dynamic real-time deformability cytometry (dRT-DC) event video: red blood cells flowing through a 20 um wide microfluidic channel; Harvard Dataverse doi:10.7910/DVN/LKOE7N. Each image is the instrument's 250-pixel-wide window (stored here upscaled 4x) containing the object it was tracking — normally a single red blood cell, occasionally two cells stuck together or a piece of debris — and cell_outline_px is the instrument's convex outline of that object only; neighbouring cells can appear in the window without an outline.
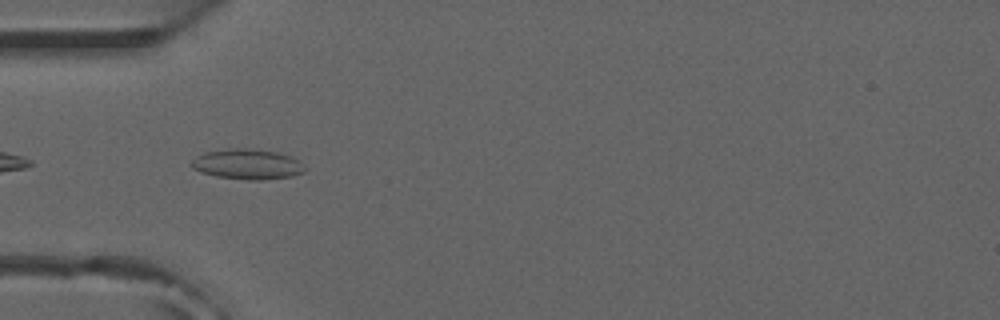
{"species": "common noctule bat (a hibernating species)", "species_latin": "Nyctalus noctula", "temperature_condition": "room temperature", "stored_images_in_passage": 24, "camera_frame_rate_fps": 3000, "um_per_image_px": 0.085, "animal": {"sex": "male", "forearm_length_mm": 52.5}, "frame": {"image": 1, "passage_image": 2, "time_ms": 0.333, "image_size_px": [1000, 320], "cell_outline_px": [[308, 168], [304, 172], [292, 176], [260, 180], [248, 180], [216, 176], [200, 172], [192, 168], [192, 160], [196, 156], [204, 152], [236, 148], [244, 148], [276, 152], [292, 156], [300, 160]], "centroid_in_image_um": [21.07, 13.96], "position_along_channel_um": 63.9, "area_um2": 20.06}}